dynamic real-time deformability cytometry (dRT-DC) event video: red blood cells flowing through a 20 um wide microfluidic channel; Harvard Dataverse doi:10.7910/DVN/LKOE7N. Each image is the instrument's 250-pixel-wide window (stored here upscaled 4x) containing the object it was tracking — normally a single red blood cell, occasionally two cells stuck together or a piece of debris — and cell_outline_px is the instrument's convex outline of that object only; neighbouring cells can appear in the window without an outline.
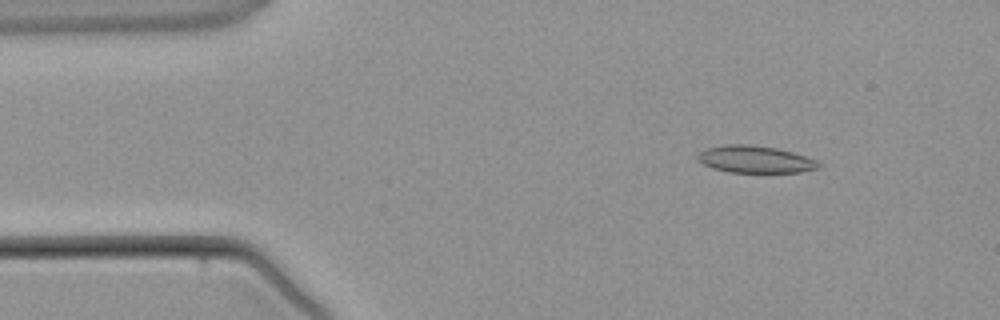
{"species": "common noctule bat (a hibernating species)", "species_latin": "Nyctalus noctula", "temperature_condition": "warm", "stored_images_in_passage": 5, "camera_frame_rate_fps": 3000, "um_per_image_px": 0.085, "animal": {"sex": "male", "body_mass_g": 21.5, "forearm_length_mm": 52.0}, "frame": {"image": 1, "passage_image": 2, "time_ms": 1.333, "image_size_px": [1000, 320], "cell_outline_px": [[824, 164], [820, 168], [800, 172], [728, 172], [712, 168], [696, 160], [696, 156], [704, 148], [728, 144], [748, 144], [776, 148], [792, 152], [816, 160]], "centroid_in_image_um": [64.18, 13.54], "position_along_channel_um": 20.8, "area_um2": 19.25}}
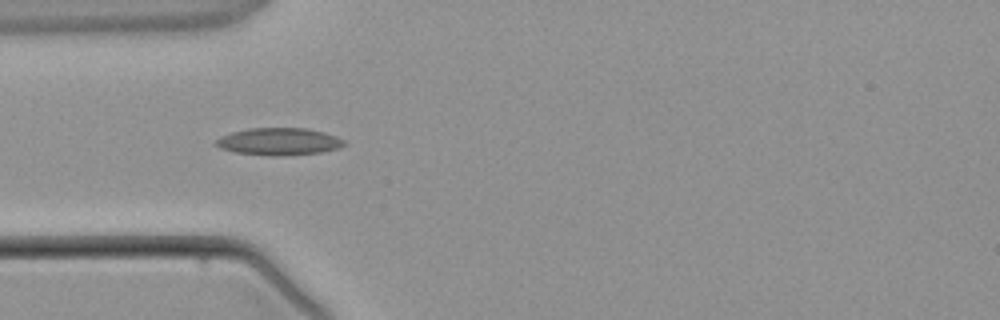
{"frame": {"image": 2, "passage_image": 4, "time_ms": 3.667, "image_size_px": [1000, 320], "cell_outline_px": [[348, 144], [340, 148], [320, 152], [284, 156], [268, 156], [236, 152], [220, 148], [212, 144], [220, 136], [232, 132], [248, 128], [308, 128], [324, 132], [336, 136], [344, 140]], "centroid_in_image_um": [23.71, 12.03], "position_along_channel_um": 61.3, "area_um2": 20.63}}
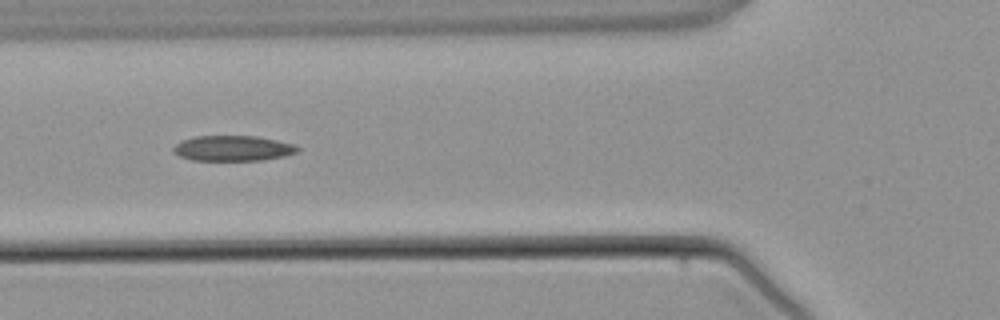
{"frame": {"image": 3, "passage_image": 5, "time_ms": 4.667, "image_size_px": [1000, 320], "cell_outline_px": [[300, 148], [296, 152], [284, 156], [264, 160], [192, 160], [180, 156], [172, 152], [172, 148], [176, 144], [184, 140], [196, 136], [256, 136], [296, 144]], "centroid_in_image_um": [19.81, 12.6], "position_along_channel_um": 106.0, "area_um2": 18.32}}